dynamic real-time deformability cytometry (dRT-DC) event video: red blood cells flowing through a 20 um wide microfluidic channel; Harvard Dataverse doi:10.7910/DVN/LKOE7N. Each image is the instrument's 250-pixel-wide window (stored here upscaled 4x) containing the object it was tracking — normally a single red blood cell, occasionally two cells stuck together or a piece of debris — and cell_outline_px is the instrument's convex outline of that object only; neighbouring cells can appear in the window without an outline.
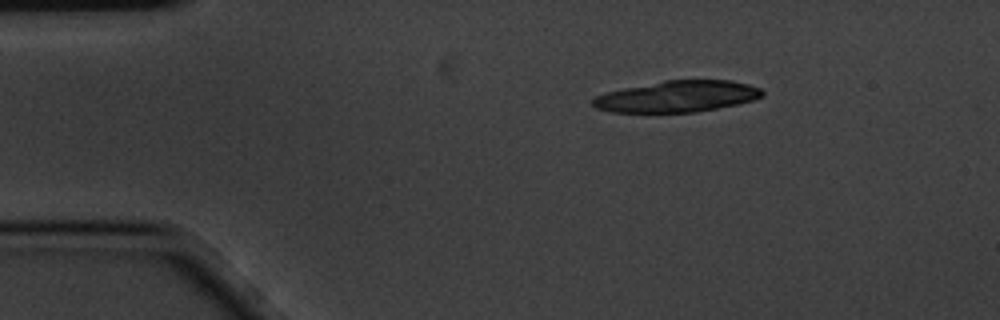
{"species": "common noctule bat (a hibernating species)", "species_latin": "Nyctalus noctula", "temperature_condition": "cold", "stored_images_in_passage": 3, "camera_frame_rate_fps": 3000, "um_per_image_px": 0.085, "animal": {"sex": "male", "body_mass_g": 20.1, "forearm_length_mm": 53.5}, "frame": {"image": 1, "passage_image": 1, "time_ms": 0.0, "image_size_px": [1000, 320], "cell_outline_px": [[764, 96], [752, 100], [736, 104], [696, 112], [612, 112], [596, 108], [592, 104], [592, 100], [596, 96], [608, 92], [624, 88], [664, 80], [732, 80], [748, 84], [760, 88], [764, 92]], "centroid_in_image_um": [57.58, 8.19], "position_along_channel_um": 27.4, "area_um2": 30.75}}